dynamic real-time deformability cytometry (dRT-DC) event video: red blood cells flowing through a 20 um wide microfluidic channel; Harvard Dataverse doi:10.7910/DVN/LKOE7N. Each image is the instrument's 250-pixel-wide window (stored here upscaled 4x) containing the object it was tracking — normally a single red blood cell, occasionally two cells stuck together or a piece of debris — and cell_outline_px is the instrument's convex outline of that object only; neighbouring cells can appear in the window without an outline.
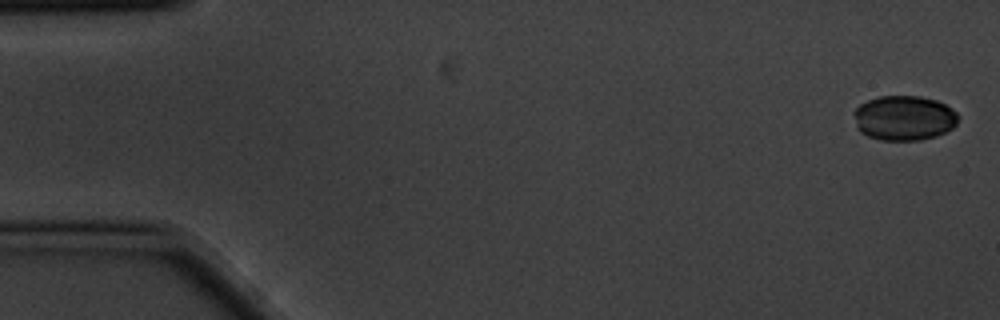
{"species": "common noctule bat (a hibernating species)", "species_latin": "Nyctalus noctula", "temperature_condition": "cold", "stored_images_in_passage": 3, "camera_frame_rate_fps": 3000, "um_per_image_px": 0.085, "animal": {"sex": "male", "body_mass_g": 20.1, "forearm_length_mm": 53.5}, "frame": {"image": 1, "passage_image": 1, "time_ms": 0.0, "image_size_px": [1000, 320], "cell_outline_px": [[960, 116], [956, 124], [952, 128], [936, 136], [920, 140], [880, 140], [868, 136], [860, 132], [856, 128], [852, 112], [860, 104], [868, 100], [880, 96], [920, 96], [936, 100], [952, 108]], "centroid_in_image_um": [76.82, 10.03], "position_along_channel_um": 8.2, "area_um2": 27.51}}